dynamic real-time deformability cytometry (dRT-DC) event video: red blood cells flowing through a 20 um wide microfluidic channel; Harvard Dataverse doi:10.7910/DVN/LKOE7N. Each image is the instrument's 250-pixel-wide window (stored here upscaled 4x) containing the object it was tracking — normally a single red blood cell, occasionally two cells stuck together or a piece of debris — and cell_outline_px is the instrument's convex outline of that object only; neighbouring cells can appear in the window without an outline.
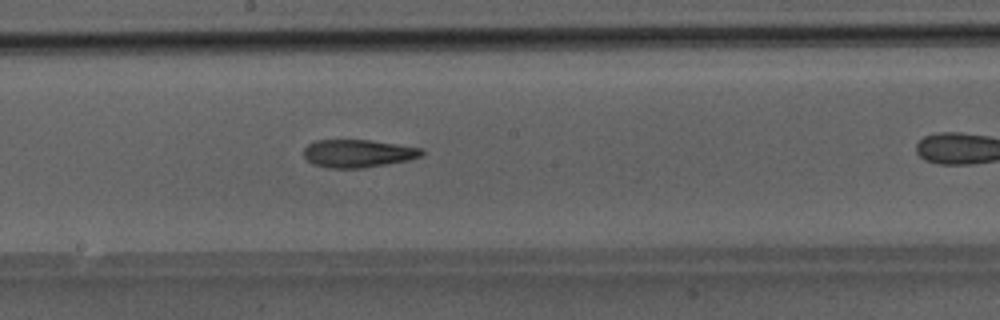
{"species": "Egyptian fruit bat (a non-hibernating species)", "species_latin": "Rousettus aegyptiacus", "temperature_condition": "room temperature", "stored_images_in_passage": 27, "camera_frame_rate_fps": 3000, "um_per_image_px": 0.085, "animal": {"sex": "male"}, "frame": {"image": 1, "passage_image": 15, "time_ms": 4.667, "image_size_px": [1000, 320], "cell_outline_px": [[424, 152], [420, 156], [408, 160], [360, 168], [328, 168], [312, 164], [304, 156], [304, 148], [308, 144], [316, 140], [368, 140], [396, 144], [420, 148]], "centroid_in_image_um": [30.37, 13.04], "position_along_channel_um": 217.8, "area_um2": 18.9}}